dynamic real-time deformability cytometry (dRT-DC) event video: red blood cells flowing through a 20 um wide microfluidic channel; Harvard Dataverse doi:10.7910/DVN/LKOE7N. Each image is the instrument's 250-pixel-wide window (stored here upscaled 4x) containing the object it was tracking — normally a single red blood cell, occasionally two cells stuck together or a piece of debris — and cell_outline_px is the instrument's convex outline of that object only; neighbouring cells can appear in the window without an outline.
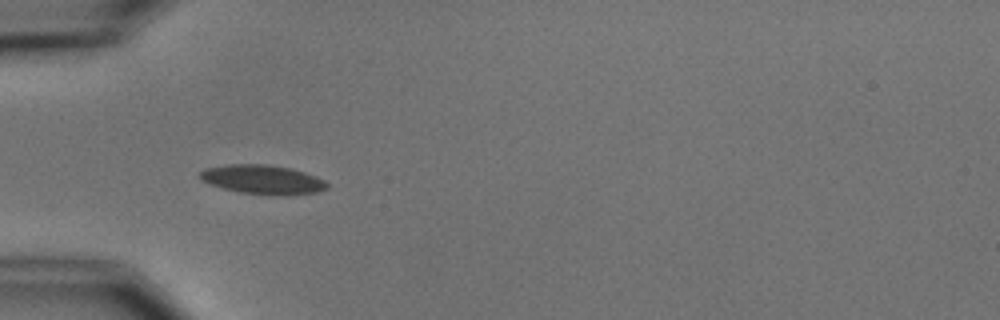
{"species": "common noctule bat (a hibernating species)", "species_latin": "Nyctalus noctula", "temperature_condition": "cold", "stored_images_in_passage": 3, "camera_frame_rate_fps": 3000, "um_per_image_px": 0.085, "animal": {"sex": "male", "body_mass_g": 15.6}, "frame": {"image": 1, "passage_image": 2, "time_ms": 1.0, "image_size_px": [1000, 320], "cell_outline_px": [[328, 188], [316, 192], [288, 196], [272, 196], [240, 192], [224, 188], [212, 184], [204, 180], [200, 176], [200, 172], [208, 168], [228, 164], [268, 164], [288, 168], [304, 172], [316, 176], [324, 180], [328, 184]], "centroid_in_image_um": [22.39, 15.27], "position_along_channel_um": 62.6, "area_um2": 21.5}}